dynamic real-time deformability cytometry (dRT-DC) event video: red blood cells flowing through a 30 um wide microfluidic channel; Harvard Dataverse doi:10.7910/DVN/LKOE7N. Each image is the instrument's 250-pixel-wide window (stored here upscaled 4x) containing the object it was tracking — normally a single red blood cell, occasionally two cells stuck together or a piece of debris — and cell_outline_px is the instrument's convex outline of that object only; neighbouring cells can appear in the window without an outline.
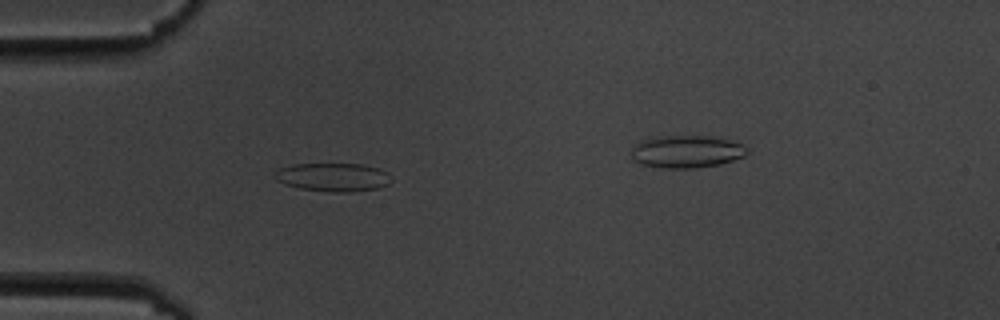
{"species": "common noctule bat (a hibernating species)", "species_latin": "Nyctalus noctula", "temperature_condition": "cold", "stored_images_in_passage": 5, "segment_of_instrument_passage": [1, 2], "camera_frame_rate_fps": 3000, "um_per_image_px": 0.085, "animal": {"sex": "male", "body_mass_g": 19.5, "forearm_length_mm": 54.6}, "frame": {"image": 1, "passage_image": 4, "time_ms": 3.667, "image_size_px": [1000, 320], "cell_outline_px": [[392, 180], [388, 184], [376, 188], [348, 192], [332, 192], [300, 188], [284, 184], [276, 180], [276, 172], [280, 168], [292, 164], [360, 164], [376, 168], [388, 172]], "centroid_in_image_um": [28.31, 15.06], "position_along_channel_um": 56.7, "area_um2": 19.07}}